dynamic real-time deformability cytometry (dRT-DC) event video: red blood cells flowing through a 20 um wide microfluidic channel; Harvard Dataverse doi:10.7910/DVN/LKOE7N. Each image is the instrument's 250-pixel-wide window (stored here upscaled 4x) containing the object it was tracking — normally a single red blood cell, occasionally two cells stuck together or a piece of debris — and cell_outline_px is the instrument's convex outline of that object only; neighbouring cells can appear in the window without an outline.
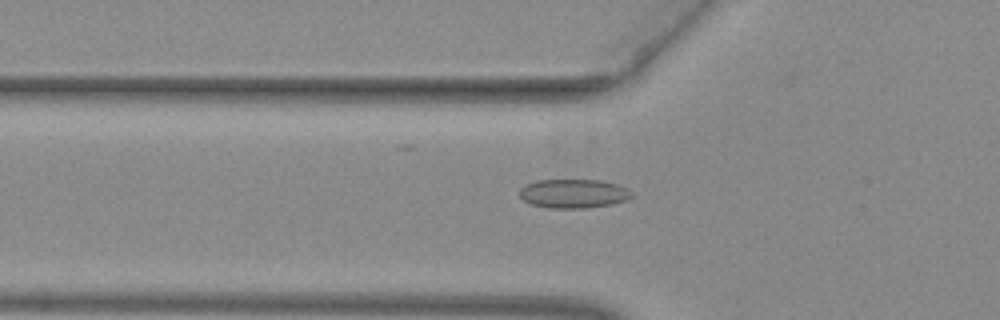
{"species": "common noctule bat (a hibernating species)", "species_latin": "Nyctalus noctula", "temperature_condition": "warm", "stored_images_in_passage": 52, "camera_frame_rate_fps": 3000, "um_per_image_px": 0.085, "animal": {"sex": "female", "body_mass_g": 29.2, "forearm_length_mm": 56.3}, "frame": {"image": 1, "passage_image": 19, "time_ms": 6.0, "image_size_px": [1000, 320], "cell_outline_px": [[632, 196], [628, 200], [612, 204], [584, 208], [548, 208], [532, 204], [524, 200], [520, 196], [520, 188], [524, 184], [536, 180], [600, 180], [616, 184], [632, 192]], "centroid_in_image_um": [48.73, 16.45], "position_along_channel_um": 77.1, "area_um2": 18.9}}
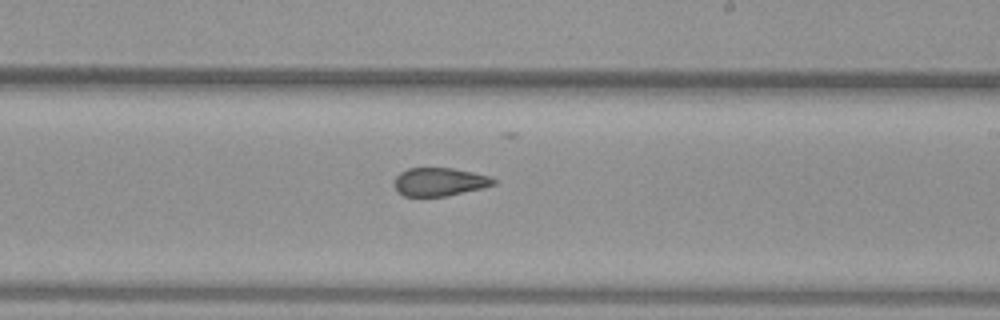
{"frame": {"image": 2, "passage_image": 32, "time_ms": 10.333, "image_size_px": [1000, 320], "cell_outline_px": [[496, 184], [484, 188], [444, 196], [404, 196], [396, 192], [392, 184], [396, 176], [400, 172], [408, 168], [452, 168], [472, 172], [488, 176], [496, 180]], "centroid_in_image_um": [37.31, 15.46], "position_along_channel_um": 251.7, "area_um2": 16.47}}
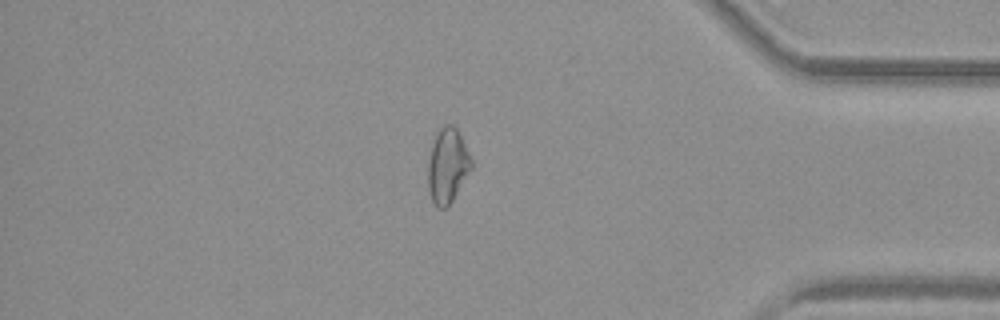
{"frame": {"image": 3, "passage_image": 45, "time_ms": 14.667, "image_size_px": [1000, 320], "cell_outline_px": [[472, 168], [448, 208], [436, 208], [432, 200], [428, 188], [428, 160], [432, 144], [440, 128], [444, 124], [452, 124], [456, 128], [472, 160]], "centroid_in_image_um": [38.03, 14.12], "position_along_channel_um": 397.2, "area_um2": 18.79}, "authors_computed_cell_mechanics": {"area_um2": 18.8717, "velocity_mm_per_s": 4.0117, "shape_relaxation_time_tau1_ms": null, "shape_relaxation_time_tau2_ms": 2.0507, "deformation_change_tau1": null, "deformation_change_tau2": 0.0818}}